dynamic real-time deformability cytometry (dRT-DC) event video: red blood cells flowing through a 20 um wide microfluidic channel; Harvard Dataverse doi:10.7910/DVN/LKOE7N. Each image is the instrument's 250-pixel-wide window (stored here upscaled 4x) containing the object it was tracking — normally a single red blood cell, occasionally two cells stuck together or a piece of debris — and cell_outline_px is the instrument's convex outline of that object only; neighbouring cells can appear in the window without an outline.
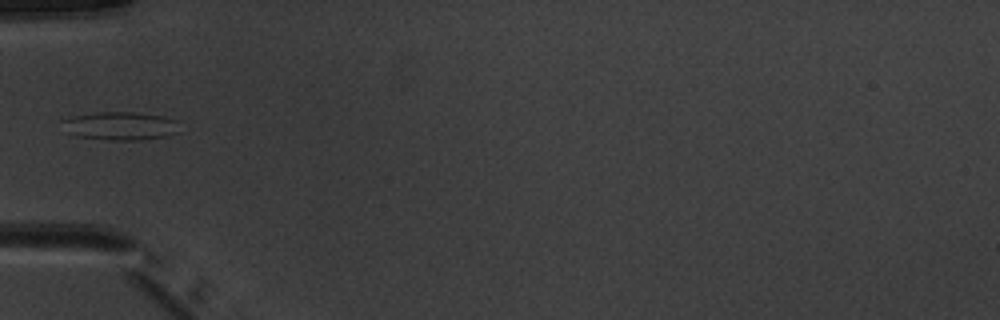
{"species": "common noctule bat (a hibernating species)", "species_latin": "Nyctalus noctula", "temperature_condition": "warm", "stored_images_in_passage": 5, "camera_frame_rate_fps": 3000, "um_per_image_px": 0.085, "animal": {"sex": "male", "body_mass_g": 20.1, "forearm_length_mm": 53.5}, "frame": {"image": 1, "passage_image": 5, "time_ms": 4.667, "image_size_px": [1000, 320], "cell_outline_px": [[180, 132], [168, 136], [136, 140], [112, 140], [76, 136], [68, 132], [60, 120], [72, 116], [100, 112], [136, 112], [164, 116], [176, 120]], "centroid_in_image_um": [10.26, 10.7], "position_along_channel_um": 74.7, "area_um2": 19.36}}